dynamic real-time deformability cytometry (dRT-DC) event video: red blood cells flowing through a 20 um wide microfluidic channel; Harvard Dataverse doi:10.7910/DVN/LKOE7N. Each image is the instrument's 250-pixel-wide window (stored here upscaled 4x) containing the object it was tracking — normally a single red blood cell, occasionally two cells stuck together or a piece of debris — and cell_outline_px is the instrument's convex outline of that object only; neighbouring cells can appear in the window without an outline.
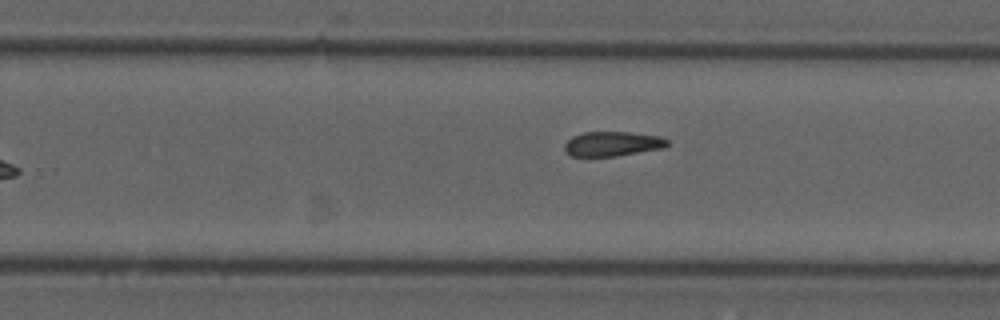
{"species": "common noctule bat (a hibernating species)", "species_latin": "Nyctalus noctula", "temperature_condition": "cold", "stored_images_in_passage": 11, "segment_of_instrument_passage": [2, 2], "camera_frame_rate_fps": 3000, "um_per_image_px": 0.085, "animal": {"sex": "male", "forearm_length_mm": 52.5}, "frame": {"image": 1, "passage_image": 11, "time_ms": 3.333, "image_size_px": [1000, 320], "cell_outline_px": [[668, 144], [664, 148], [616, 156], [572, 156], [564, 148], [564, 144], [572, 136], [584, 132], [628, 132], [660, 136], [668, 140]], "centroid_in_image_um": [52.07, 12.22], "position_along_channel_um": 277.7, "area_um2": 14.68}}